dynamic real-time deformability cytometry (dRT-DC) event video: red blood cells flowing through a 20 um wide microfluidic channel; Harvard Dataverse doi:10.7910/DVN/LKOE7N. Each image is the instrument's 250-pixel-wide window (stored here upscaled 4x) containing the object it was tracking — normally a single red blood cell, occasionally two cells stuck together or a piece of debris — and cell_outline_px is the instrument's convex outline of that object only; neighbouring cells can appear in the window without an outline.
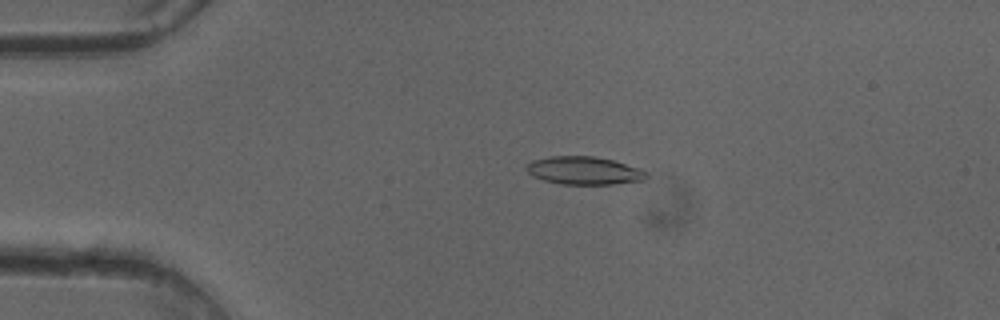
{"species": "common noctule bat (a hibernating species)", "species_latin": "Nyctalus noctula", "temperature_condition": "cold", "stored_images_in_passage": 50, "camera_frame_rate_fps": 3000, "um_per_image_px": 0.085, "animal": {"sex": "female"}, "frame": {"image": 1, "passage_image": 11, "time_ms": 3.333, "image_size_px": [1000, 320], "cell_outline_px": [[648, 176], [644, 180], [612, 184], [560, 184], [544, 180], [532, 176], [524, 168], [532, 160], [548, 156], [592, 156], [612, 160], [636, 168], [644, 172]], "centroid_in_image_um": [49.56, 14.5], "position_along_channel_um": 35.4, "area_um2": 19.31}}
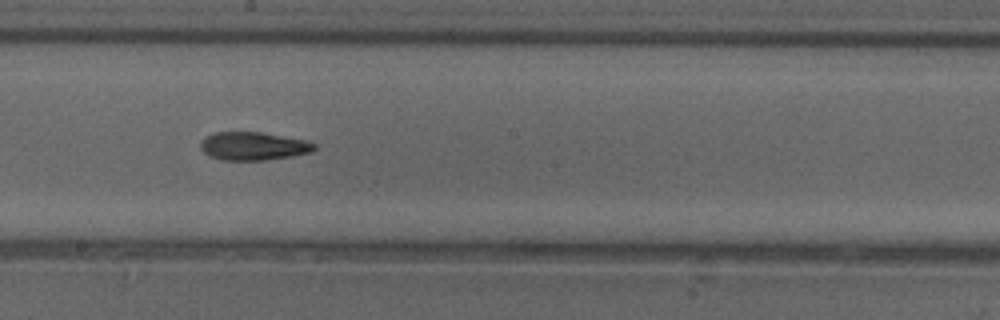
{"frame": {"image": 2, "passage_image": 28, "time_ms": 9.0, "image_size_px": [1000, 320], "cell_outline_px": [[316, 148], [312, 152], [292, 156], [264, 160], [220, 160], [208, 156], [200, 148], [200, 140], [216, 132], [260, 132], [304, 140], [316, 144]], "centroid_in_image_um": [21.51, 12.43], "position_along_channel_um": 226.7, "area_um2": 18.67}}
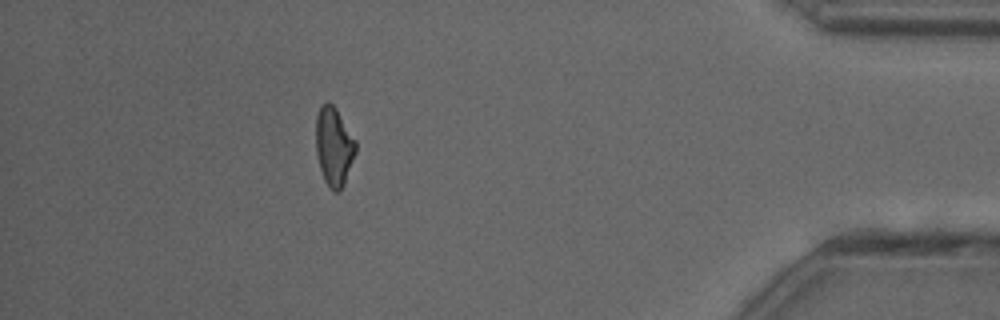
{"frame": {"image": 3, "passage_image": 45, "time_ms": 14.667, "image_size_px": [1000, 320], "cell_outline_px": [[356, 152], [344, 184], [340, 192], [336, 192], [324, 180], [320, 168], [316, 152], [316, 116], [320, 104], [328, 100], [336, 108], [356, 140]], "centroid_in_image_um": [28.38, 12.4], "position_along_channel_um": 406.8, "area_um2": 18.32}, "authors_computed_cell_mechanics": {"area_um2": 19.074, "velocity_mm_per_s": 4.0884, "shape_relaxation_time_tau1_ms": null, "shape_relaxation_time_tau2_ms": 6.982, "deformation_change_tau1": null, "deformation_change_tau2": 0.1809}}